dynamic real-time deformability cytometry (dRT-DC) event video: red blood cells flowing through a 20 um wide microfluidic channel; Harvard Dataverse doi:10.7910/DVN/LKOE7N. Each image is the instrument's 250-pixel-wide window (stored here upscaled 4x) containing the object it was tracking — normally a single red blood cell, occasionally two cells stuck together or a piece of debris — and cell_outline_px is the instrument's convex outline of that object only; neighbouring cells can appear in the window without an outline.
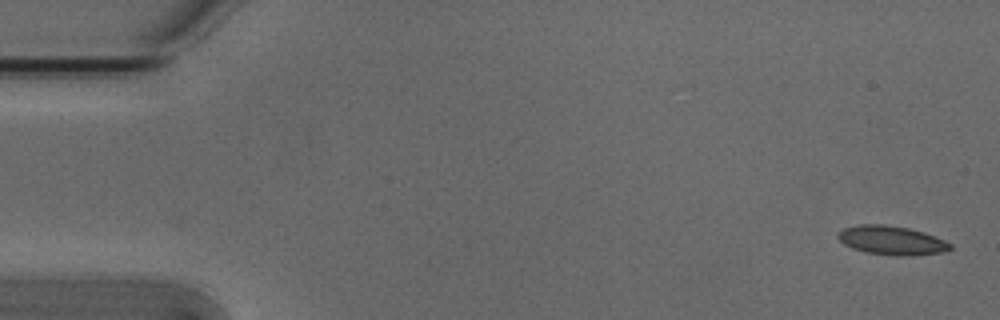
{"species": "Egyptian fruit bat (a non-hibernating species)", "species_latin": "Rousettus aegyptiacus", "temperature_condition": "cold", "stored_images_in_passage": 4, "camera_frame_rate_fps": 3000, "um_per_image_px": 0.085, "animal": {"sex": "male"}, "frame": {"image": 1, "passage_image": 1, "time_ms": 0.0, "image_size_px": [1000, 320], "cell_outline_px": [[952, 248], [940, 252], [908, 256], [896, 256], [864, 252], [852, 248], [844, 244], [836, 236], [836, 232], [844, 228], [860, 224], [884, 224], [908, 228], [924, 232], [944, 240], [952, 244]], "centroid_in_image_um": [75.74, 20.42], "position_along_channel_um": 9.3, "area_um2": 18.96}}